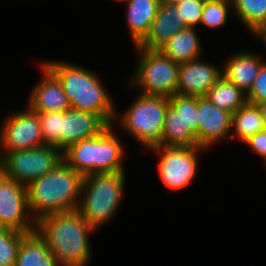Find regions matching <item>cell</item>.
I'll return each instance as SVG.
<instances>
[{
	"label": "cell",
	"mask_w": 266,
	"mask_h": 266,
	"mask_svg": "<svg viewBox=\"0 0 266 266\" xmlns=\"http://www.w3.org/2000/svg\"><path fill=\"white\" fill-rule=\"evenodd\" d=\"M61 82L71 109L97 115L107 126L117 116L113 99L98 75L80 65L45 61L43 63Z\"/></svg>",
	"instance_id": "7a4b0ae2"
},
{
	"label": "cell",
	"mask_w": 266,
	"mask_h": 266,
	"mask_svg": "<svg viewBox=\"0 0 266 266\" xmlns=\"http://www.w3.org/2000/svg\"><path fill=\"white\" fill-rule=\"evenodd\" d=\"M160 146L192 147L197 146V137L185 126L178 113L171 105L167 107Z\"/></svg>",
	"instance_id": "44dd1931"
},
{
	"label": "cell",
	"mask_w": 266,
	"mask_h": 266,
	"mask_svg": "<svg viewBox=\"0 0 266 266\" xmlns=\"http://www.w3.org/2000/svg\"><path fill=\"white\" fill-rule=\"evenodd\" d=\"M107 125L95 114L69 109L61 112L60 150L97 136Z\"/></svg>",
	"instance_id": "9a60e30c"
},
{
	"label": "cell",
	"mask_w": 266,
	"mask_h": 266,
	"mask_svg": "<svg viewBox=\"0 0 266 266\" xmlns=\"http://www.w3.org/2000/svg\"><path fill=\"white\" fill-rule=\"evenodd\" d=\"M126 20L134 46L148 34L157 14L158 0H127Z\"/></svg>",
	"instance_id": "ac0fdd59"
},
{
	"label": "cell",
	"mask_w": 266,
	"mask_h": 266,
	"mask_svg": "<svg viewBox=\"0 0 266 266\" xmlns=\"http://www.w3.org/2000/svg\"><path fill=\"white\" fill-rule=\"evenodd\" d=\"M246 100L255 105L266 100V65L264 63H262L252 87L246 94Z\"/></svg>",
	"instance_id": "f546056e"
},
{
	"label": "cell",
	"mask_w": 266,
	"mask_h": 266,
	"mask_svg": "<svg viewBox=\"0 0 266 266\" xmlns=\"http://www.w3.org/2000/svg\"><path fill=\"white\" fill-rule=\"evenodd\" d=\"M243 143L249 145L251 151L263 157L266 161V129L250 136Z\"/></svg>",
	"instance_id": "4dcf8cb0"
},
{
	"label": "cell",
	"mask_w": 266,
	"mask_h": 266,
	"mask_svg": "<svg viewBox=\"0 0 266 266\" xmlns=\"http://www.w3.org/2000/svg\"><path fill=\"white\" fill-rule=\"evenodd\" d=\"M169 104L180 113L185 126L196 134L198 131V97L175 94L169 97Z\"/></svg>",
	"instance_id": "484cf974"
},
{
	"label": "cell",
	"mask_w": 266,
	"mask_h": 266,
	"mask_svg": "<svg viewBox=\"0 0 266 266\" xmlns=\"http://www.w3.org/2000/svg\"><path fill=\"white\" fill-rule=\"evenodd\" d=\"M257 107L259 108L260 112H261V115H262V118L264 119V123H265V126H266V100L265 101H262L258 104H256Z\"/></svg>",
	"instance_id": "d6a6232c"
},
{
	"label": "cell",
	"mask_w": 266,
	"mask_h": 266,
	"mask_svg": "<svg viewBox=\"0 0 266 266\" xmlns=\"http://www.w3.org/2000/svg\"><path fill=\"white\" fill-rule=\"evenodd\" d=\"M233 11L252 32L266 19V0H232Z\"/></svg>",
	"instance_id": "cb8c5ba5"
},
{
	"label": "cell",
	"mask_w": 266,
	"mask_h": 266,
	"mask_svg": "<svg viewBox=\"0 0 266 266\" xmlns=\"http://www.w3.org/2000/svg\"><path fill=\"white\" fill-rule=\"evenodd\" d=\"M95 230L77 210L47 215L36 222L37 233L60 266L89 264L92 257L89 237Z\"/></svg>",
	"instance_id": "6da1fadb"
},
{
	"label": "cell",
	"mask_w": 266,
	"mask_h": 266,
	"mask_svg": "<svg viewBox=\"0 0 266 266\" xmlns=\"http://www.w3.org/2000/svg\"><path fill=\"white\" fill-rule=\"evenodd\" d=\"M149 149L160 156L157 168L163 185L172 191H178L196 177L199 152L206 148L158 145Z\"/></svg>",
	"instance_id": "9c48e42d"
},
{
	"label": "cell",
	"mask_w": 266,
	"mask_h": 266,
	"mask_svg": "<svg viewBox=\"0 0 266 266\" xmlns=\"http://www.w3.org/2000/svg\"><path fill=\"white\" fill-rule=\"evenodd\" d=\"M135 49L140 54L130 88L138 85L143 95L169 98L177 94L179 64L160 50Z\"/></svg>",
	"instance_id": "52a82bcc"
},
{
	"label": "cell",
	"mask_w": 266,
	"mask_h": 266,
	"mask_svg": "<svg viewBox=\"0 0 266 266\" xmlns=\"http://www.w3.org/2000/svg\"><path fill=\"white\" fill-rule=\"evenodd\" d=\"M0 130L1 154L46 145L37 113L29 106L6 117Z\"/></svg>",
	"instance_id": "8fae6325"
},
{
	"label": "cell",
	"mask_w": 266,
	"mask_h": 266,
	"mask_svg": "<svg viewBox=\"0 0 266 266\" xmlns=\"http://www.w3.org/2000/svg\"><path fill=\"white\" fill-rule=\"evenodd\" d=\"M255 29H266V19L262 22L261 25L257 26Z\"/></svg>",
	"instance_id": "e575fe53"
},
{
	"label": "cell",
	"mask_w": 266,
	"mask_h": 266,
	"mask_svg": "<svg viewBox=\"0 0 266 266\" xmlns=\"http://www.w3.org/2000/svg\"><path fill=\"white\" fill-rule=\"evenodd\" d=\"M46 145L60 150L61 112H36Z\"/></svg>",
	"instance_id": "83f0119b"
},
{
	"label": "cell",
	"mask_w": 266,
	"mask_h": 266,
	"mask_svg": "<svg viewBox=\"0 0 266 266\" xmlns=\"http://www.w3.org/2000/svg\"><path fill=\"white\" fill-rule=\"evenodd\" d=\"M0 221L4 228L21 233L36 231L28 201L27 186L0 171Z\"/></svg>",
	"instance_id": "30bf717a"
},
{
	"label": "cell",
	"mask_w": 266,
	"mask_h": 266,
	"mask_svg": "<svg viewBox=\"0 0 266 266\" xmlns=\"http://www.w3.org/2000/svg\"><path fill=\"white\" fill-rule=\"evenodd\" d=\"M236 138L242 142L259 131L265 130L266 126L257 105L246 102L241 108L232 114V130Z\"/></svg>",
	"instance_id": "603a6c76"
},
{
	"label": "cell",
	"mask_w": 266,
	"mask_h": 266,
	"mask_svg": "<svg viewBox=\"0 0 266 266\" xmlns=\"http://www.w3.org/2000/svg\"><path fill=\"white\" fill-rule=\"evenodd\" d=\"M169 105L168 97L139 93L121 118H115L113 126L115 128L119 123L123 131L148 149L158 146L161 143L165 113Z\"/></svg>",
	"instance_id": "8992f818"
},
{
	"label": "cell",
	"mask_w": 266,
	"mask_h": 266,
	"mask_svg": "<svg viewBox=\"0 0 266 266\" xmlns=\"http://www.w3.org/2000/svg\"><path fill=\"white\" fill-rule=\"evenodd\" d=\"M205 0H188L177 4L180 22L186 27H196L200 24L202 8Z\"/></svg>",
	"instance_id": "f1b7e54d"
},
{
	"label": "cell",
	"mask_w": 266,
	"mask_h": 266,
	"mask_svg": "<svg viewBox=\"0 0 266 266\" xmlns=\"http://www.w3.org/2000/svg\"><path fill=\"white\" fill-rule=\"evenodd\" d=\"M2 228H4V227L2 226V223H1V221H0V229H2Z\"/></svg>",
	"instance_id": "d590c367"
},
{
	"label": "cell",
	"mask_w": 266,
	"mask_h": 266,
	"mask_svg": "<svg viewBox=\"0 0 266 266\" xmlns=\"http://www.w3.org/2000/svg\"><path fill=\"white\" fill-rule=\"evenodd\" d=\"M198 120V131L195 135L199 147L207 150L224 137L228 140L235 137L231 131L232 113L217 108L206 96L198 97Z\"/></svg>",
	"instance_id": "7c38bea8"
},
{
	"label": "cell",
	"mask_w": 266,
	"mask_h": 266,
	"mask_svg": "<svg viewBox=\"0 0 266 266\" xmlns=\"http://www.w3.org/2000/svg\"><path fill=\"white\" fill-rule=\"evenodd\" d=\"M180 19L177 4H159L148 34L137 47L147 50H160L171 37L186 28L180 22Z\"/></svg>",
	"instance_id": "2e32d148"
},
{
	"label": "cell",
	"mask_w": 266,
	"mask_h": 266,
	"mask_svg": "<svg viewBox=\"0 0 266 266\" xmlns=\"http://www.w3.org/2000/svg\"><path fill=\"white\" fill-rule=\"evenodd\" d=\"M125 171L83 177L77 211L96 230L115 216L122 201Z\"/></svg>",
	"instance_id": "5b68a950"
},
{
	"label": "cell",
	"mask_w": 266,
	"mask_h": 266,
	"mask_svg": "<svg viewBox=\"0 0 266 266\" xmlns=\"http://www.w3.org/2000/svg\"><path fill=\"white\" fill-rule=\"evenodd\" d=\"M206 97L217 108L235 113L246 102V94L224 76L208 91Z\"/></svg>",
	"instance_id": "7402d4cb"
},
{
	"label": "cell",
	"mask_w": 266,
	"mask_h": 266,
	"mask_svg": "<svg viewBox=\"0 0 266 266\" xmlns=\"http://www.w3.org/2000/svg\"><path fill=\"white\" fill-rule=\"evenodd\" d=\"M15 266H60L37 231L26 234L20 244Z\"/></svg>",
	"instance_id": "ffe728a7"
},
{
	"label": "cell",
	"mask_w": 266,
	"mask_h": 266,
	"mask_svg": "<svg viewBox=\"0 0 266 266\" xmlns=\"http://www.w3.org/2000/svg\"><path fill=\"white\" fill-rule=\"evenodd\" d=\"M251 33L266 44V29H254Z\"/></svg>",
	"instance_id": "1f68e13d"
},
{
	"label": "cell",
	"mask_w": 266,
	"mask_h": 266,
	"mask_svg": "<svg viewBox=\"0 0 266 266\" xmlns=\"http://www.w3.org/2000/svg\"><path fill=\"white\" fill-rule=\"evenodd\" d=\"M229 11H233L232 0H205L200 23L211 29L221 27L227 22Z\"/></svg>",
	"instance_id": "d4e9b609"
},
{
	"label": "cell",
	"mask_w": 266,
	"mask_h": 266,
	"mask_svg": "<svg viewBox=\"0 0 266 266\" xmlns=\"http://www.w3.org/2000/svg\"><path fill=\"white\" fill-rule=\"evenodd\" d=\"M231 56L222 66V76L247 94L259 73L263 59L248 51L237 52Z\"/></svg>",
	"instance_id": "e0dca14e"
},
{
	"label": "cell",
	"mask_w": 266,
	"mask_h": 266,
	"mask_svg": "<svg viewBox=\"0 0 266 266\" xmlns=\"http://www.w3.org/2000/svg\"><path fill=\"white\" fill-rule=\"evenodd\" d=\"M196 32L195 27H186L171 37L160 51L178 64L200 58L201 42Z\"/></svg>",
	"instance_id": "d6986e66"
},
{
	"label": "cell",
	"mask_w": 266,
	"mask_h": 266,
	"mask_svg": "<svg viewBox=\"0 0 266 266\" xmlns=\"http://www.w3.org/2000/svg\"><path fill=\"white\" fill-rule=\"evenodd\" d=\"M26 234L8 228L0 229V266H15L21 241Z\"/></svg>",
	"instance_id": "4316f807"
},
{
	"label": "cell",
	"mask_w": 266,
	"mask_h": 266,
	"mask_svg": "<svg viewBox=\"0 0 266 266\" xmlns=\"http://www.w3.org/2000/svg\"><path fill=\"white\" fill-rule=\"evenodd\" d=\"M182 1H188V0H158L159 4H178Z\"/></svg>",
	"instance_id": "836d02e7"
},
{
	"label": "cell",
	"mask_w": 266,
	"mask_h": 266,
	"mask_svg": "<svg viewBox=\"0 0 266 266\" xmlns=\"http://www.w3.org/2000/svg\"><path fill=\"white\" fill-rule=\"evenodd\" d=\"M221 76L222 67L204 61L201 62L200 58L180 63L177 94L196 97L206 96Z\"/></svg>",
	"instance_id": "4fadbf2b"
},
{
	"label": "cell",
	"mask_w": 266,
	"mask_h": 266,
	"mask_svg": "<svg viewBox=\"0 0 266 266\" xmlns=\"http://www.w3.org/2000/svg\"><path fill=\"white\" fill-rule=\"evenodd\" d=\"M43 77L32 89L28 106L34 112H65L70 103L59 79L42 63Z\"/></svg>",
	"instance_id": "5bb4252c"
},
{
	"label": "cell",
	"mask_w": 266,
	"mask_h": 266,
	"mask_svg": "<svg viewBox=\"0 0 266 266\" xmlns=\"http://www.w3.org/2000/svg\"><path fill=\"white\" fill-rule=\"evenodd\" d=\"M113 127L108 125L97 136L70 145L63 151V160L83 176L124 171L125 146Z\"/></svg>",
	"instance_id": "277c9868"
},
{
	"label": "cell",
	"mask_w": 266,
	"mask_h": 266,
	"mask_svg": "<svg viewBox=\"0 0 266 266\" xmlns=\"http://www.w3.org/2000/svg\"><path fill=\"white\" fill-rule=\"evenodd\" d=\"M83 177L63 160L51 172L33 180L27 189L29 209L36 222L47 215L76 210Z\"/></svg>",
	"instance_id": "3957f363"
},
{
	"label": "cell",
	"mask_w": 266,
	"mask_h": 266,
	"mask_svg": "<svg viewBox=\"0 0 266 266\" xmlns=\"http://www.w3.org/2000/svg\"><path fill=\"white\" fill-rule=\"evenodd\" d=\"M63 161V152L51 145L0 154V171L28 186Z\"/></svg>",
	"instance_id": "ba28073f"
},
{
	"label": "cell",
	"mask_w": 266,
	"mask_h": 266,
	"mask_svg": "<svg viewBox=\"0 0 266 266\" xmlns=\"http://www.w3.org/2000/svg\"><path fill=\"white\" fill-rule=\"evenodd\" d=\"M116 1H118V2H119V1H120V2H121V1H122V2H123V1L126 2L127 0H116Z\"/></svg>",
	"instance_id": "8d00e7d4"
}]
</instances>
